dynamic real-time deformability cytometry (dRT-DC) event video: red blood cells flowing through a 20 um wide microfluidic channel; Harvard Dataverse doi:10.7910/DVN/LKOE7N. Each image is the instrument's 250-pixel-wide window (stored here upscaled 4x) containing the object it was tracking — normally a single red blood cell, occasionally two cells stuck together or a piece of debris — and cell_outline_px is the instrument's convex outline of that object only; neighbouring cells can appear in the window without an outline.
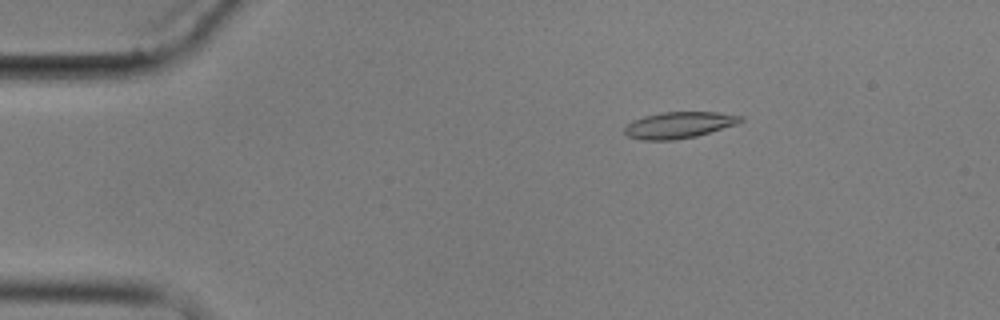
{"species": "common noctule bat (a hibernating species)", "species_latin": "Nyctalus noctula", "temperature_condition": "cold", "stored_images_in_passage": 5, "camera_frame_rate_fps": 3000, "um_per_image_px": 0.085, "animal": {"sex": "male", "body_mass_g": 17.9}, "frame": {"image": 1, "passage_image": 3, "time_ms": 2.333, "image_size_px": [1000, 320], "cell_outline_px": [[744, 120], [736, 124], [696, 136], [672, 140], [640, 140], [628, 136], [624, 132], [624, 128], [628, 124], [644, 116], [660, 112], [716, 112], [744, 116]], "centroid_in_image_um": [57.72, 10.62], "position_along_channel_um": 27.3, "area_um2": 17.69}}